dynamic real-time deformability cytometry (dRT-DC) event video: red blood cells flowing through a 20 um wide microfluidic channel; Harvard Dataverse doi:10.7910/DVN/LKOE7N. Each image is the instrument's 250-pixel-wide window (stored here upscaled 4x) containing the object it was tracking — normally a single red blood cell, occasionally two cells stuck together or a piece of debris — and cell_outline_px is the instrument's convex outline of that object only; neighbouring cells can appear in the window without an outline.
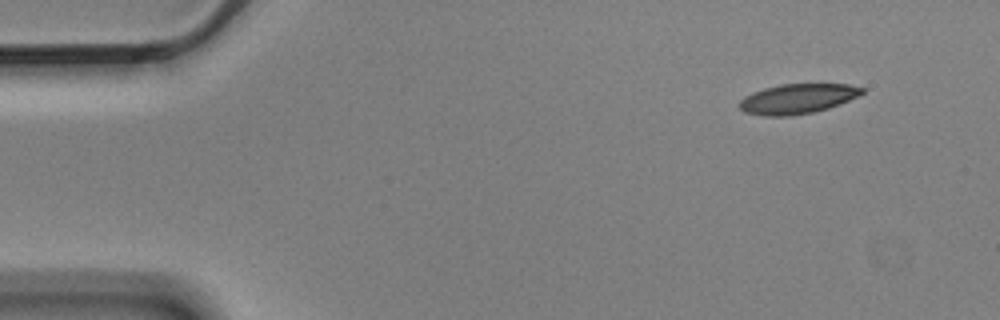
{"species": "Egyptian fruit bat (a non-hibernating species)", "species_latin": "Rousettus aegyptiacus", "temperature_condition": "cold", "stored_images_in_passage": 4, "camera_frame_rate_fps": 3000, "um_per_image_px": 0.085, "animal": {"sex": "male"}, "frame": {"image": 1, "passage_image": 1, "time_ms": 0.0, "image_size_px": [1000, 320], "cell_outline_px": [[864, 92], [840, 104], [828, 108], [812, 112], [788, 116], [764, 116], [744, 112], [736, 104], [744, 96], [752, 92], [764, 88], [780, 84], [848, 84], [864, 88]], "centroid_in_image_um": [67.73, 8.39], "position_along_channel_um": 17.3, "area_um2": 21.33}}
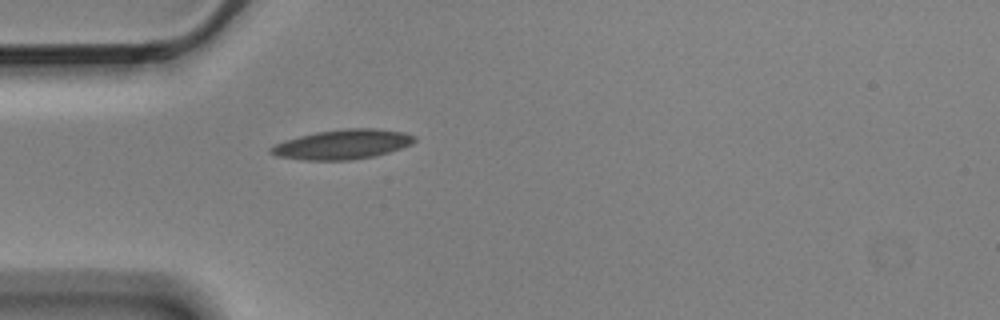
{"frame": {"image": 2, "passage_image": 4, "time_ms": 1.0, "image_size_px": [1000, 320], "cell_outline_px": [[416, 140], [412, 144], [376, 156], [352, 160], [304, 160], [276, 156], [268, 152], [268, 148], [284, 140], [316, 132], [344, 128], [372, 128], [404, 132], [416, 136]], "centroid_in_image_um": [29.1, 12.27], "position_along_channel_um": 55.9, "area_um2": 24.91}}